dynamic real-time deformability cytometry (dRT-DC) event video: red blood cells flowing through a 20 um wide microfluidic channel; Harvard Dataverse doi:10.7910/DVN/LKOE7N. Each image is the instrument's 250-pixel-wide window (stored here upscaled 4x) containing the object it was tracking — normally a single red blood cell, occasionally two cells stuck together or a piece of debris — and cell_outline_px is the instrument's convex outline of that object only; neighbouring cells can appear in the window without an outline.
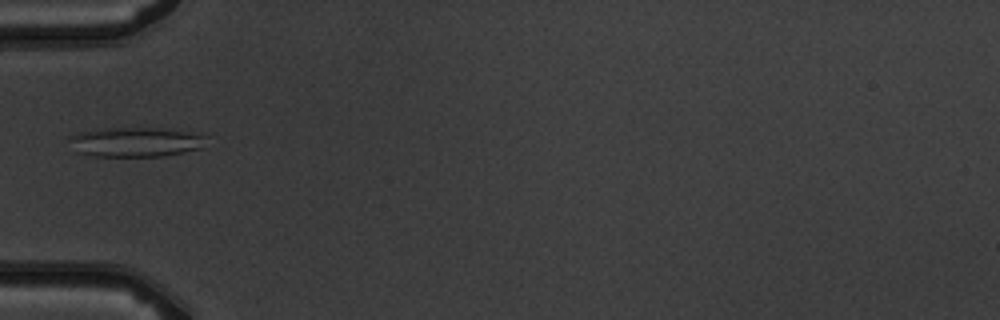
{"species": "common noctule bat (a hibernating species)", "species_latin": "Nyctalus noctula", "temperature_condition": "warm", "stored_images_in_passage": 5, "camera_frame_rate_fps": 3000, "um_per_image_px": 0.085, "animal": {"sex": "male", "body_mass_g": 19.5, "forearm_length_mm": 54.6}, "frame": {"image": 1, "passage_image": 5, "time_ms": 5.667, "image_size_px": [1000, 320], "cell_outline_px": [[208, 136], [200, 148], [184, 152], [164, 156], [96, 156], [76, 152], [68, 140], [72, 136], [80, 132], [96, 128], [160, 128], [200, 132]], "centroid_in_image_um": [11.56, 12.05], "position_along_channel_um": 73.4, "area_um2": 23.87}}